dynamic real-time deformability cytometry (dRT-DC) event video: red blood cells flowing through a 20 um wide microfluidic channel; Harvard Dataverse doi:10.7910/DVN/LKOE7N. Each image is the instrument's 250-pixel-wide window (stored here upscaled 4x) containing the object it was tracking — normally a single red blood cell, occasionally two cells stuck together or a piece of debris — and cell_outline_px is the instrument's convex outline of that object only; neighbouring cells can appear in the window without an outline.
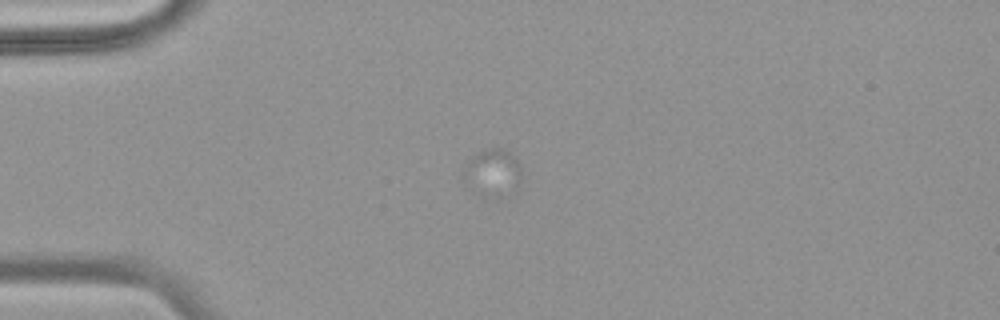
{"species": "common noctule bat (a hibernating species)", "species_latin": "Nyctalus noctula", "temperature_condition": "warm", "stored_images_in_passage": 4, "camera_frame_rate_fps": 3000, "um_per_image_px": 0.085, "animal": {"sex": "female", "body_mass_g": 18.4}, "frame": {"image": 1, "passage_image": 4, "time_ms": 1.0, "image_size_px": [1000, 320], "cell_outline_px": [[520, 180], [516, 192], [464, 176], [464, 172], [472, 156], [488, 148], [504, 148], [516, 160], [520, 168]], "centroid_in_image_um": [42.06, 14.34], "position_along_channel_um": 42.9, "area_um2": 12.25}}